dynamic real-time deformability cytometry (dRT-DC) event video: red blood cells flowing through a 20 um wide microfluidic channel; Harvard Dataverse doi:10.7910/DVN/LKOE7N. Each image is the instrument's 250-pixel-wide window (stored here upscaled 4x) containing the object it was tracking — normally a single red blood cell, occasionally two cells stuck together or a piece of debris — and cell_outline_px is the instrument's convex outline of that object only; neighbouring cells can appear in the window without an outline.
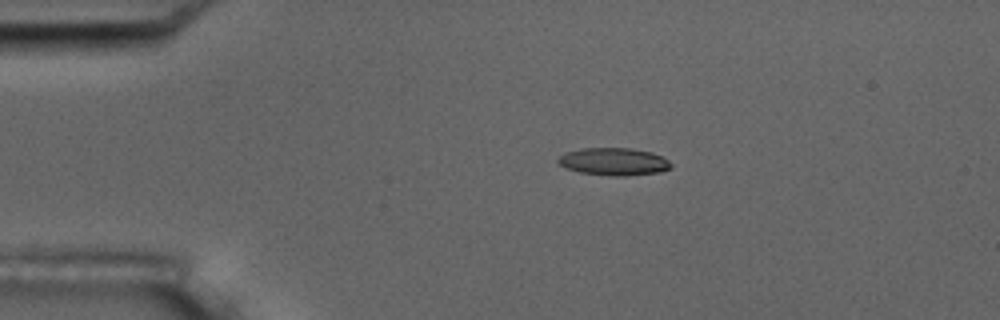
{"species": "common noctule bat (a hibernating species)", "species_latin": "Nyctalus noctula", "temperature_condition": "room temperature", "stored_images_in_passage": 4, "camera_frame_rate_fps": 3000, "um_per_image_px": 0.085, "animal": {"sex": "male", "body_mass_g": 17.5, "forearm_length_mm": 52.3}, "frame": {"image": 1, "passage_image": 2, "time_ms": 1.0, "image_size_px": [1000, 320], "cell_outline_px": [[672, 168], [660, 172], [624, 176], [616, 176], [580, 172], [564, 168], [556, 164], [556, 160], [564, 152], [580, 148], [628, 148], [652, 152], [664, 156], [672, 164]], "centroid_in_image_um": [52.15, 13.73], "position_along_channel_um": 32.8, "area_um2": 18.38}}
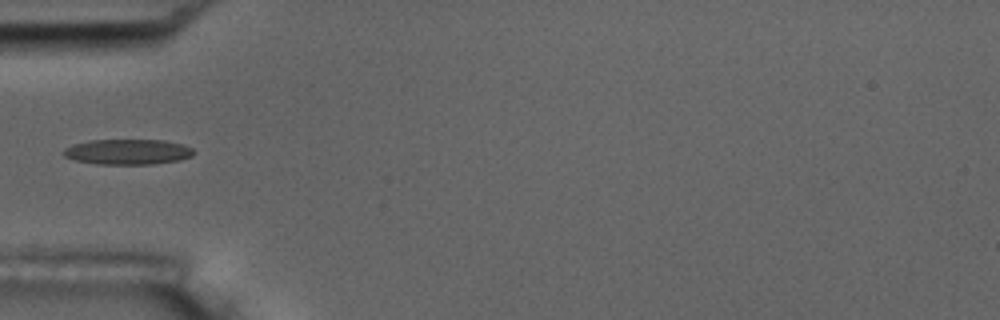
{"frame": {"image": 2, "passage_image": 4, "time_ms": 3.333, "image_size_px": [1000, 320], "cell_outline_px": [[196, 152], [192, 156], [180, 160], [152, 164], [96, 164], [76, 160], [64, 156], [60, 152], [64, 148], [72, 144], [88, 140], [164, 140], [184, 144], [192, 148]], "centroid_in_image_um": [10.85, 12.9], "position_along_channel_um": 74.1, "area_um2": 19.48}}